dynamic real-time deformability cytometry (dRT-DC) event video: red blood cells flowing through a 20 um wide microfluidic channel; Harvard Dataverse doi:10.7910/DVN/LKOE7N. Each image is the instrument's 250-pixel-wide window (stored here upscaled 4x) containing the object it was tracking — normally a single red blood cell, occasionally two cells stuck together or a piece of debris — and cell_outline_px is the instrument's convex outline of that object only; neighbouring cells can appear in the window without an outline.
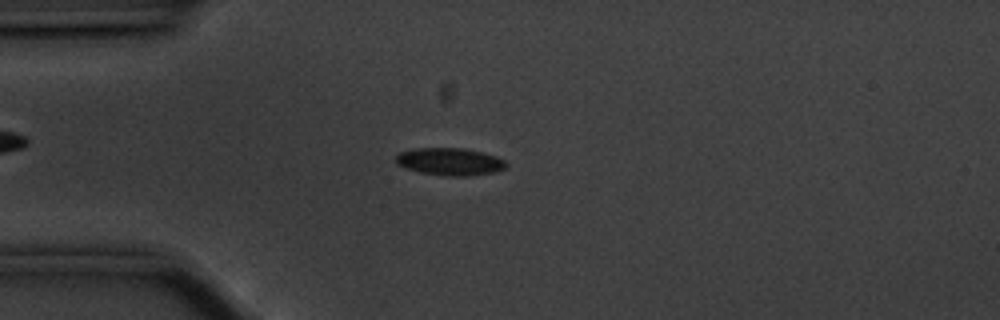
{"species": "common noctule bat (a hibernating species)", "species_latin": "Nyctalus noctula", "temperature_condition": "cold", "stored_images_in_passage": 56, "camera_frame_rate_fps": 3000, "um_per_image_px": 0.085, "animal": {"sex": "male", "body_mass_g": 20.1, "forearm_length_mm": 53.5}, "frame": {"image": 1, "passage_image": 14, "time_ms": 4.333, "image_size_px": [1000, 320], "cell_outline_px": [[508, 164], [504, 168], [492, 172], [468, 176], [448, 176], [420, 172], [396, 164], [396, 156], [400, 152], [412, 148], [464, 148], [496, 156], [504, 160]], "centroid_in_image_um": [38.22, 13.73], "position_along_channel_um": 46.8, "area_um2": 17.46}}
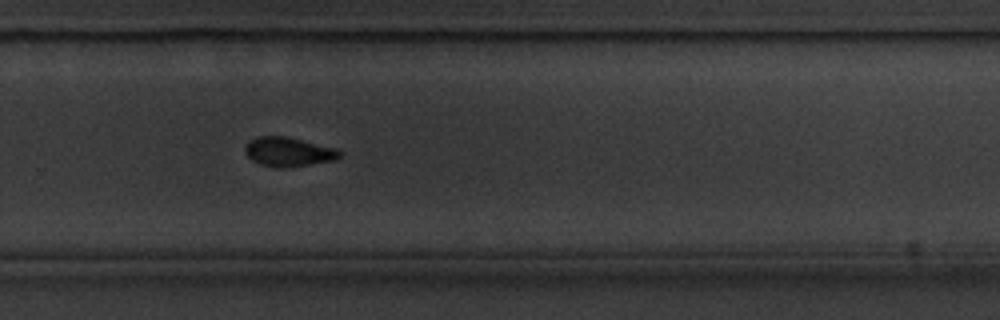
{"frame": {"image": 2, "passage_image": 37, "time_ms": 12.0, "image_size_px": [1000, 320], "cell_outline_px": [[344, 152], [336, 160], [288, 168], [276, 168], [260, 164], [252, 160], [244, 152], [244, 148], [256, 136], [284, 136], [340, 148]], "centroid_in_image_um": [24.59, 12.92], "position_along_channel_um": 305.2, "area_um2": 16.42}}
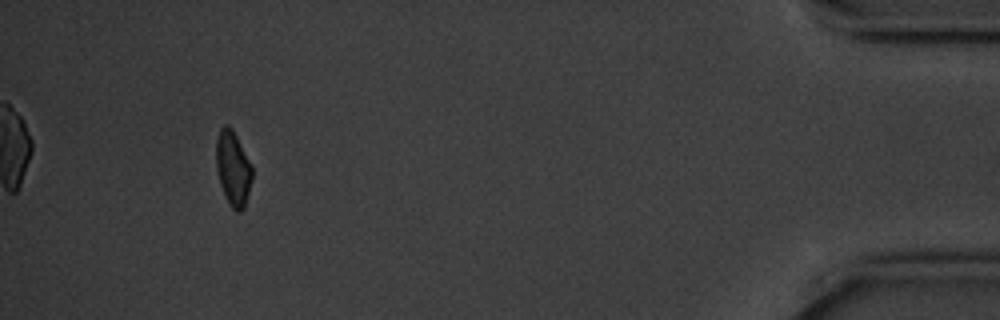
{"frame": {"image": 3, "passage_image": 52, "time_ms": 17.0, "image_size_px": [1000, 320], "cell_outline_px": [[252, 180], [244, 208], [240, 212], [236, 212], [228, 204], [224, 196], [220, 184], [216, 168], [216, 140], [220, 128], [224, 124], [228, 124], [232, 128], [252, 168]], "centroid_in_image_um": [19.78, 14.34], "position_along_channel_um": 415.4, "area_um2": 15.66}, "authors_computed_cell_mechanics": {"area_um2": 16.762, "velocity_mm_per_s": 3.5437, "shape_relaxation_time_tau1_ms": 3.1457, "shape_relaxation_time_tau2_ms": null, "deformation_change_tau1": 0.0738, "deformation_change_tau2": null}}